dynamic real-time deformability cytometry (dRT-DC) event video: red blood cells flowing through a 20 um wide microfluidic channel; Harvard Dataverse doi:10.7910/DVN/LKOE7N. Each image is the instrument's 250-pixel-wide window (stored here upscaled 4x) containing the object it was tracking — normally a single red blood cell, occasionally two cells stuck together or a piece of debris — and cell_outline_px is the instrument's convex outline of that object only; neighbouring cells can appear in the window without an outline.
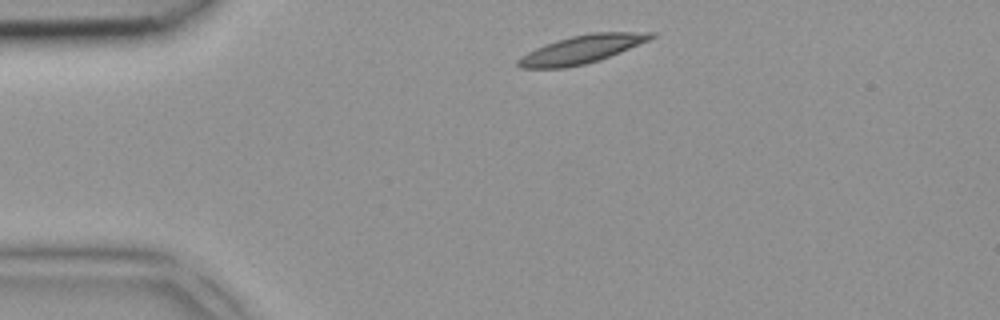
{"species": "common noctule bat (a hibernating species)", "species_latin": "Nyctalus noctula", "temperature_condition": "room temperature", "stored_images_in_passage": 2, "camera_frame_rate_fps": 3000, "um_per_image_px": 0.085, "animal": {"sex": "female", "body_mass_g": 18.4}, "frame": {"image": 1, "passage_image": 1, "time_ms": 0.0, "image_size_px": [1000, 320], "cell_outline_px": [[656, 36], [648, 40], [620, 52], [584, 64], [564, 68], [520, 68], [516, 64], [516, 60], [520, 56], [544, 44], [556, 40], [572, 36], [592, 32], [656, 32]], "centroid_in_image_um": [49.4, 4.19], "position_along_channel_um": 35.6, "area_um2": 21.56}}